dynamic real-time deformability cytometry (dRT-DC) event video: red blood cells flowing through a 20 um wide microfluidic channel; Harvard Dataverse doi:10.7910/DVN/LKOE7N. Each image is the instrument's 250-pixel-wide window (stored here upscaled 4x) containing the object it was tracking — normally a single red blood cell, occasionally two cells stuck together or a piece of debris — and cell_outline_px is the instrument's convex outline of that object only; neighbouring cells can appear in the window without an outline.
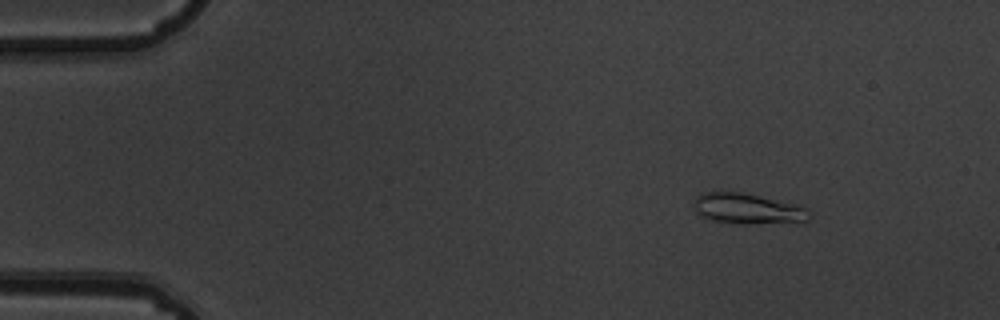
{"species": "common noctule bat (a hibernating species)", "species_latin": "Nyctalus noctula", "temperature_condition": "warm", "stored_images_in_passage": 5, "camera_frame_rate_fps": 3000, "um_per_image_px": 0.085, "animal": {"sex": "male", "body_mass_g": 19.5, "forearm_length_mm": 54.6}, "frame": {"image": 1, "passage_image": 2, "time_ms": 0.333, "image_size_px": [1000, 320], "cell_outline_px": [[812, 216], [808, 220], [712, 220], [696, 212], [696, 196], [704, 192], [720, 188], [744, 192], [800, 204], [808, 208]], "centroid_in_image_um": [63.53, 17.59], "position_along_channel_um": 21.5, "area_um2": 19.59}}